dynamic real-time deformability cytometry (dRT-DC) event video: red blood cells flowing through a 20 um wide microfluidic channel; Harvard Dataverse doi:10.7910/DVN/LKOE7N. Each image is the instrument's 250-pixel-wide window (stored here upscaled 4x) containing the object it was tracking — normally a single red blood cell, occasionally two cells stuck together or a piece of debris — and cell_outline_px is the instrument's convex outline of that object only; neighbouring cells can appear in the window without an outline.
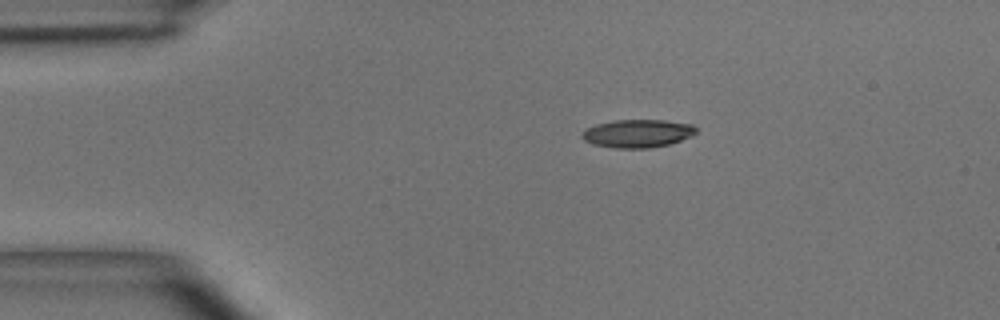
{"species": "common noctule bat (a hibernating species)", "species_latin": "Nyctalus noctula", "temperature_condition": "room temperature", "stored_images_in_passage": 41, "camera_frame_rate_fps": 3000, "um_per_image_px": 0.085, "animal": {"sex": "male", "body_mass_g": 15.6}, "frame": {"image": 1, "passage_image": 1, "time_ms": 0.0, "image_size_px": [1000, 320], "cell_outline_px": [[696, 132], [692, 136], [668, 144], [648, 148], [616, 148], [592, 144], [584, 140], [580, 136], [588, 128], [596, 124], [612, 120], [664, 120], [692, 124], [696, 128]], "centroid_in_image_um": [54.19, 11.34], "position_along_channel_um": 30.8, "area_um2": 18.55}}
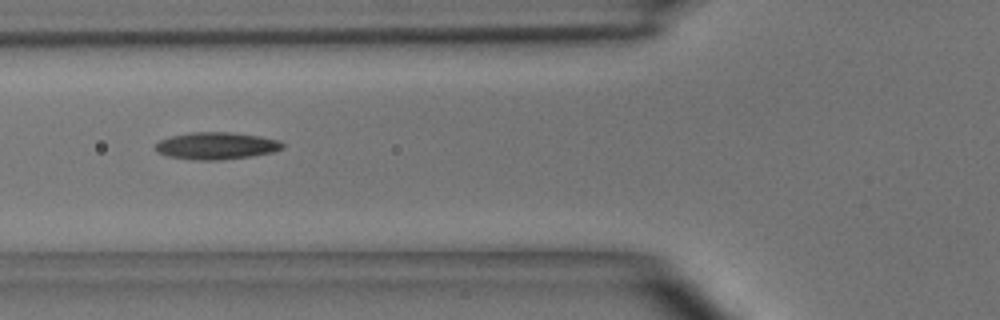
{"frame": {"image": 2, "passage_image": 10, "time_ms": 3.0, "image_size_px": [1000, 320], "cell_outline_px": [[284, 148], [276, 152], [252, 156], [216, 160], [196, 160], [168, 156], [156, 152], [156, 144], [160, 140], [172, 136], [192, 132], [232, 132], [260, 136], [280, 140], [284, 144]], "centroid_in_image_um": [18.44, 12.39], "position_along_channel_um": 107.4, "area_um2": 20.17}}
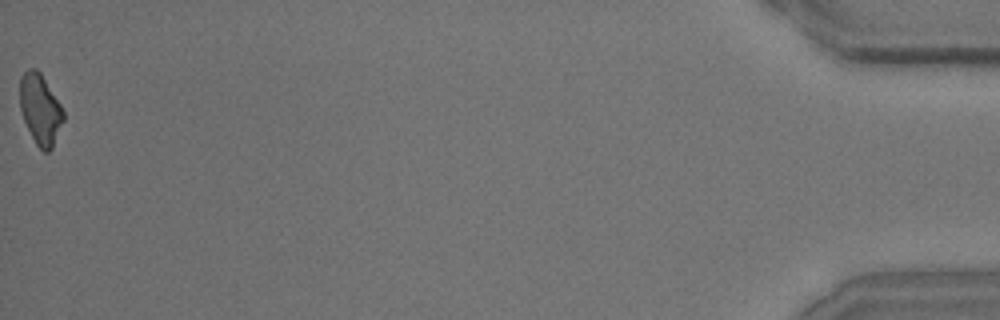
{"frame": {"image": 3, "passage_image": 41, "time_ms": 13.333, "image_size_px": [1000, 320], "cell_outline_px": [[64, 120], [52, 148], [48, 152], [44, 152], [36, 144], [24, 120], [20, 108], [20, 76], [28, 68], [36, 68], [40, 72], [60, 104], [64, 112]], "centroid_in_image_um": [3.42, 9.28], "position_along_channel_um": 431.8, "area_um2": 17.69}, "authors_computed_cell_mechanics": {"area_um2": 18.9006, "velocity_mm_per_s": 4.073, "shape_relaxation_time_tau1_ms": 3.8976, "shape_relaxation_time_tau2_ms": 3.2851, "deformation_change_tau1": 0.158, "deformation_change_tau2": 0.1174}}